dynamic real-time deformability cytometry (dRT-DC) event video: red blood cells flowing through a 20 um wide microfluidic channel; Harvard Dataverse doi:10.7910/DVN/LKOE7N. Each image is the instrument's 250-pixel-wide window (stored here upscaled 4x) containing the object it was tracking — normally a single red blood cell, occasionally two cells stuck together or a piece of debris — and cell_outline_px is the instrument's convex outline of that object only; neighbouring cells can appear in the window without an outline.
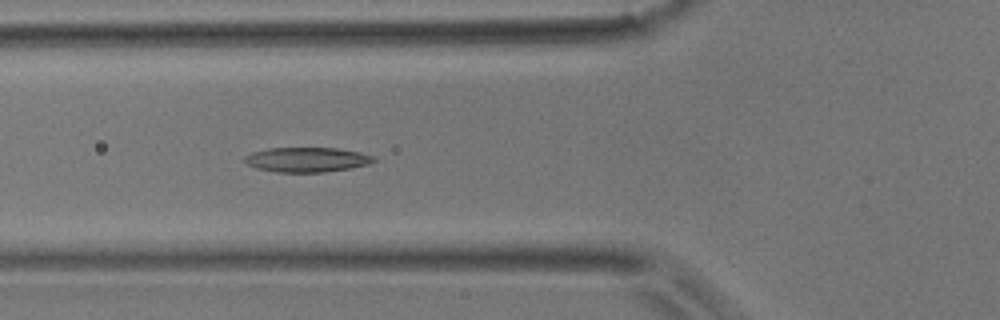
{"species": "common noctule bat (a hibernating species)", "species_latin": "Nyctalus noctula", "temperature_condition": "room temperature", "stored_images_in_passage": 44, "camera_frame_rate_fps": 3000, "um_per_image_px": 0.085, "animal": {"sex": "male", "body_mass_g": 17.9}, "frame": {"image": 1, "passage_image": 16, "time_ms": 5.0, "image_size_px": [1000, 320], "cell_outline_px": [[376, 160], [368, 164], [352, 168], [324, 172], [276, 172], [256, 168], [248, 164], [244, 160], [244, 156], [252, 152], [268, 148], [336, 148], [360, 152], [376, 156]], "centroid_in_image_um": [26.11, 13.57], "position_along_channel_um": 99.7, "area_um2": 18.67}}
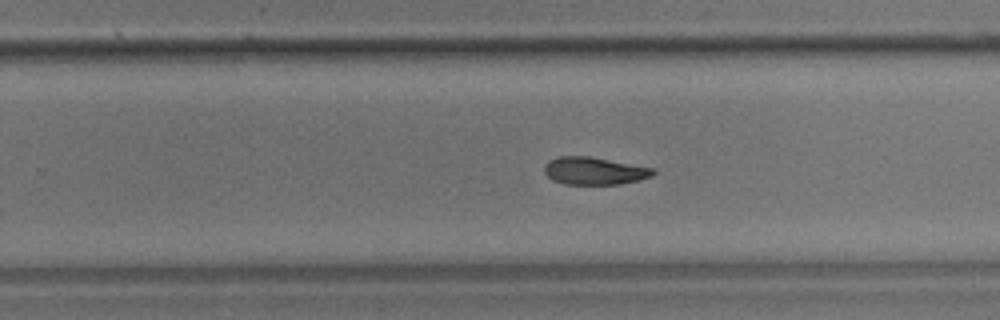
{"frame": {"image": 2, "passage_image": 28, "time_ms": 9.0, "image_size_px": [1000, 320], "cell_outline_px": [[656, 172], [652, 176], [640, 180], [620, 184], [564, 184], [552, 180], [544, 172], [544, 164], [548, 160], [560, 156], [588, 156], [656, 168]], "centroid_in_image_um": [50.53, 14.52], "position_along_channel_um": 279.3, "area_um2": 17.63}}
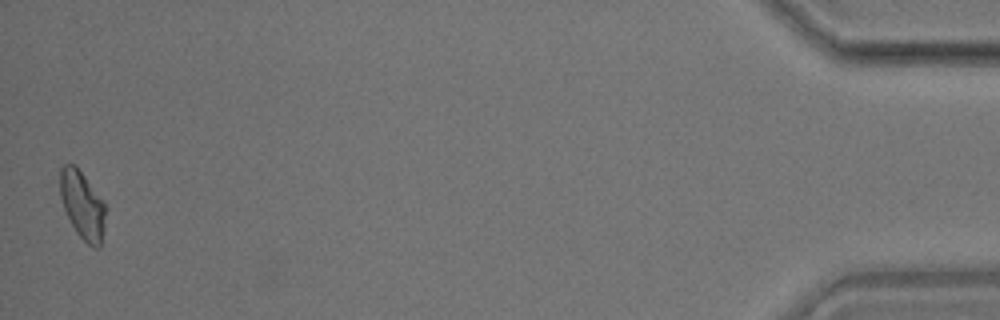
{"frame": {"image": 3, "passage_image": 44, "time_ms": 14.333, "image_size_px": [1000, 320], "cell_outline_px": [[104, 228], [100, 248], [92, 248], [76, 232], [64, 208], [60, 196], [60, 168], [64, 164], [76, 164], [104, 200]], "centroid_in_image_um": [7.01, 17.4], "position_along_channel_um": 428.2, "area_um2": 18.03}}